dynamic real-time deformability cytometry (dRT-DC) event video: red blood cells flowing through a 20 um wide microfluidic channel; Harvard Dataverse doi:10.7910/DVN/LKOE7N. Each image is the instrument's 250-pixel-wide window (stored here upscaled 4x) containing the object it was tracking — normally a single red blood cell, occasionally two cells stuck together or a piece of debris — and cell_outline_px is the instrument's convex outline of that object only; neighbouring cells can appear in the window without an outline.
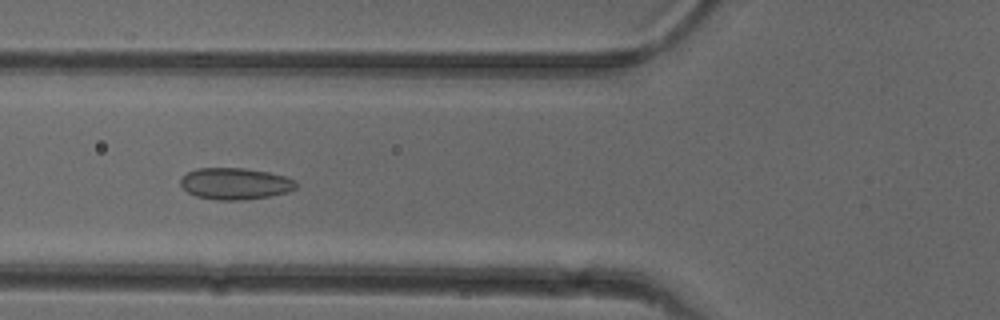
{"species": "common noctule bat (a hibernating species)", "species_latin": "Nyctalus noctula", "temperature_condition": "cold", "stored_images_in_passage": 51, "camera_frame_rate_fps": 3000, "um_per_image_px": 0.085, "animal": {"sex": "female"}, "frame": {"image": 1, "passage_image": 19, "time_ms": 6.0, "image_size_px": [1000, 320], "cell_outline_px": [[296, 188], [288, 192], [268, 196], [240, 200], [216, 200], [196, 196], [188, 192], [180, 184], [180, 180], [188, 172], [196, 168], [244, 168], [268, 172], [284, 176], [296, 180]], "centroid_in_image_um": [19.99, 15.61], "position_along_channel_um": 105.8, "area_um2": 21.15}}
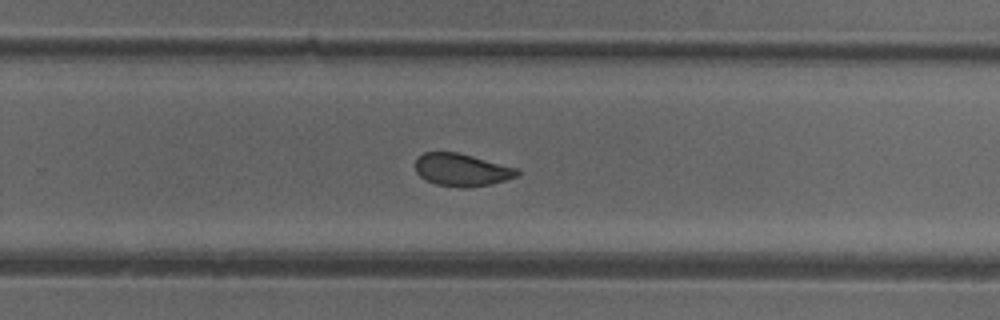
{"frame": {"image": 2, "passage_image": 33, "time_ms": 10.667, "image_size_px": [1000, 320], "cell_outline_px": [[520, 172], [516, 176], [492, 184], [464, 188], [460, 188], [436, 184], [424, 180], [416, 172], [416, 160], [424, 152], [456, 152], [472, 156], [516, 168]], "centroid_in_image_um": [39.21, 14.45], "position_along_channel_um": 290.6, "area_um2": 19.13}}
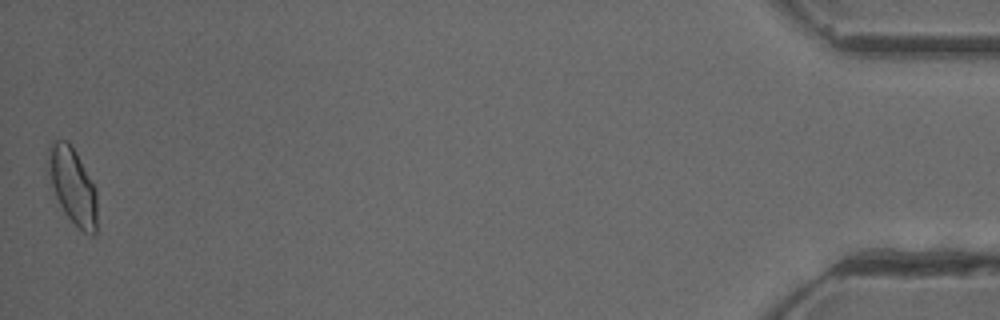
{"frame": {"image": 3, "passage_image": 51, "time_ms": 16.667, "image_size_px": [1000, 320], "cell_outline_px": [[96, 236], [92, 236], [84, 232], [64, 212], [56, 196], [48, 172], [48, 160], [52, 140], [68, 140], [76, 152], [96, 188]], "centroid_in_image_um": [6.2, 15.79], "position_along_channel_um": 429.0, "area_um2": 21.33}, "authors_computed_cell_mechanics": {"area_um2": 20.4034, "velocity_mm_per_s": 3.962, "shape_relaxation_time_tau1_ms": 7.3528, "shape_relaxation_time_tau2_ms": 1.3371, "deformation_change_tau1": 0.1211, "deformation_change_tau2": 0.0598}}